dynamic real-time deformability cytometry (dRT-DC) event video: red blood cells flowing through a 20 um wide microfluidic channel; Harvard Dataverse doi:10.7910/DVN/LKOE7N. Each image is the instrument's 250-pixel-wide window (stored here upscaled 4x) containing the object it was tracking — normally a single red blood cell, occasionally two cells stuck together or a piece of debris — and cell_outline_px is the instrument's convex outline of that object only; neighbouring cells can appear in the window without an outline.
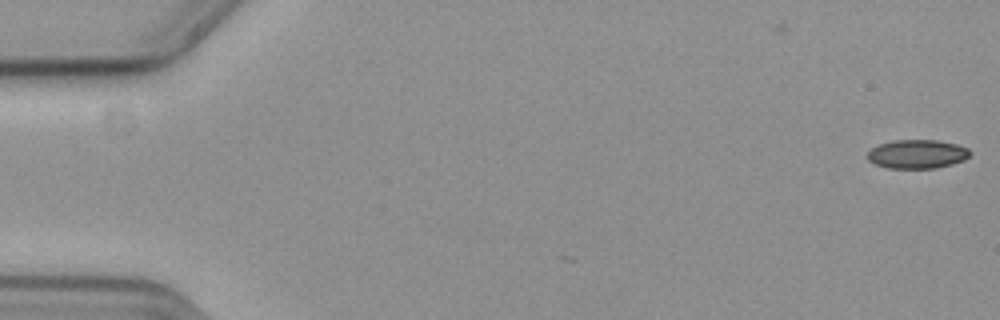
{"species": "common noctule bat (a hibernating species)", "species_latin": "Nyctalus noctula", "temperature_condition": "cold", "stored_images_in_passage": 3, "camera_frame_rate_fps": 3000, "um_per_image_px": 0.085, "animal": {"sex": "female", "body_mass_g": 19.3, "forearm_length_mm": 54.1}, "frame": {"image": 1, "passage_image": 3, "time_ms": 0.667, "image_size_px": [1000, 320], "cell_outline_px": [[972, 152], [964, 160], [952, 164], [936, 168], [888, 168], [876, 164], [868, 160], [864, 156], [872, 148], [880, 144], [892, 140], [936, 140], [956, 144], [968, 148]], "centroid_in_image_um": [77.95, 13.09], "position_along_channel_um": 7.1, "area_um2": 17.28}}